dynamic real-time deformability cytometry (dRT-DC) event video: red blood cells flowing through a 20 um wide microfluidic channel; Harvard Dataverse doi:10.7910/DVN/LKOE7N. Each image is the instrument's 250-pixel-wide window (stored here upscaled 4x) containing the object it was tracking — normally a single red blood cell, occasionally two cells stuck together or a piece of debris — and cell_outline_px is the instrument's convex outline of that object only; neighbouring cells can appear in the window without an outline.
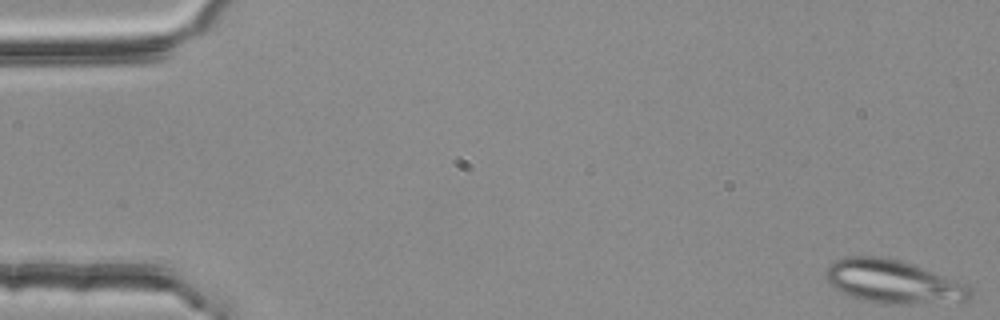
{"species": "common noctule bat (a hibernating species)", "species_latin": "Nyctalus noctula", "temperature_condition": "room temperature", "stored_images_in_passage": 52, "segment_of_instrument_passage": [1, 2], "camera_frame_rate_fps": 3000, "um_per_image_px": 0.085, "animal": {"sex": "female", "body_mass_g": 25.1}, "frame": {"image": 1, "passage_image": 1, "time_ms": 0.0, "image_size_px": [1000, 320], "cell_outline_px": [[972, 296], [968, 300], [904, 304], [884, 304], [860, 300], [848, 296], [832, 288], [824, 276], [824, 272], [836, 260], [844, 256], [880, 256], [900, 260], [912, 264], [968, 284], [972, 288]], "centroid_in_image_um": [75.88, 23.94], "position_along_channel_um": 9.1, "area_um2": 36.76}}